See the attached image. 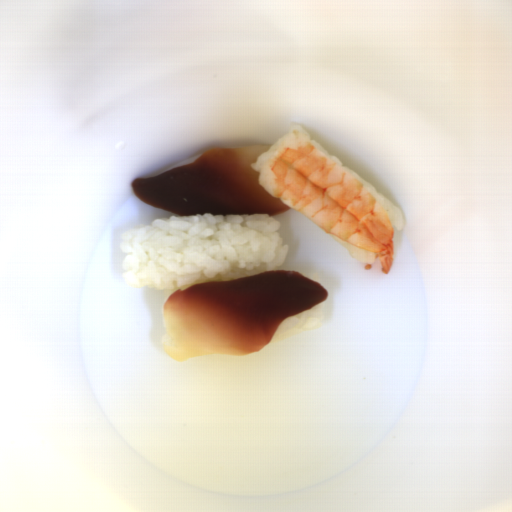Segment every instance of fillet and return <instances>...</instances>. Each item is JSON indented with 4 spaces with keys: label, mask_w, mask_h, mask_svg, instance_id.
Masks as SVG:
<instances>
[{
    "label": "fillet",
    "mask_w": 512,
    "mask_h": 512,
    "mask_svg": "<svg viewBox=\"0 0 512 512\" xmlns=\"http://www.w3.org/2000/svg\"><path fill=\"white\" fill-rule=\"evenodd\" d=\"M328 294L294 270H270L177 289L163 305L162 348L178 362L208 354L242 356L271 343L283 319Z\"/></svg>",
    "instance_id": "1"
},
{
    "label": "fillet",
    "mask_w": 512,
    "mask_h": 512,
    "mask_svg": "<svg viewBox=\"0 0 512 512\" xmlns=\"http://www.w3.org/2000/svg\"><path fill=\"white\" fill-rule=\"evenodd\" d=\"M270 145L213 147L192 163L131 183L139 200L181 215L268 214L277 217L290 206L264 189L251 164Z\"/></svg>",
    "instance_id": "2"
}]
</instances>
